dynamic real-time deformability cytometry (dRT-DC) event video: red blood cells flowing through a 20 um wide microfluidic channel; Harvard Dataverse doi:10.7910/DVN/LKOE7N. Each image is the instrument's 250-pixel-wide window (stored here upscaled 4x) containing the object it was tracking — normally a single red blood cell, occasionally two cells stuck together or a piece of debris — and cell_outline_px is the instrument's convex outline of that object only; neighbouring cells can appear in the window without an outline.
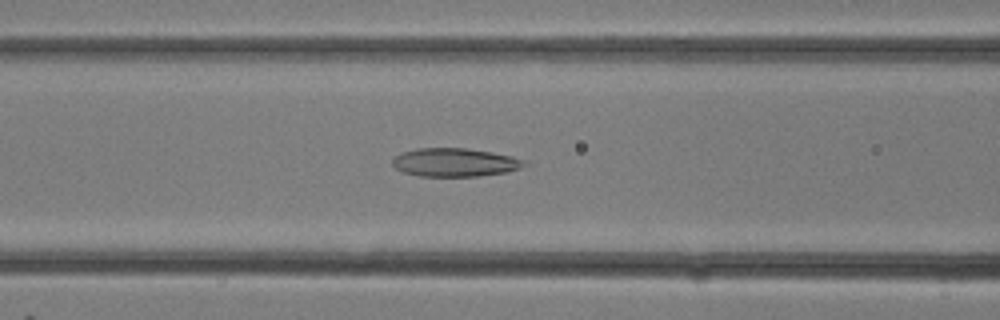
{"species": "common noctule bat (a hibernating species)", "species_latin": "Nyctalus noctula", "temperature_condition": "room temperature", "stored_images_in_passage": 15, "camera_frame_rate_fps": 3000, "um_per_image_px": 0.085, "animal": {"sex": "female"}, "frame": {"image": 1, "passage_image": 11, "time_ms": 3.333, "image_size_px": [1000, 320], "cell_outline_px": [[524, 164], [520, 168], [508, 172], [476, 176], [420, 176], [404, 172], [396, 168], [392, 164], [392, 160], [400, 152], [416, 148], [468, 148], [492, 152], [512, 156], [524, 160]], "centroid_in_image_um": [38.64, 13.79], "position_along_channel_um": 128.0, "area_um2": 21.79}}
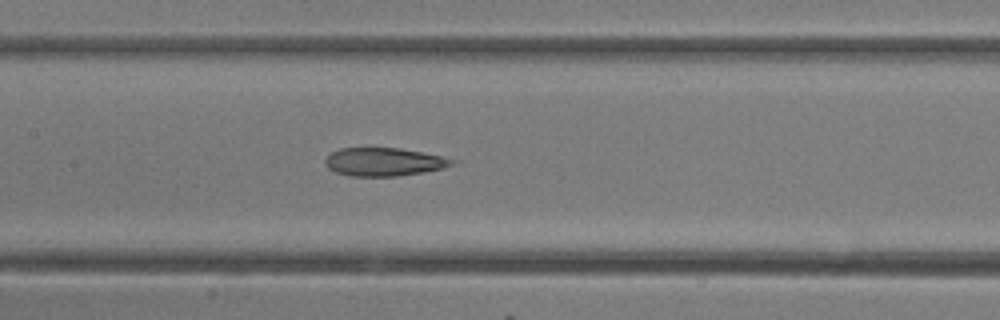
{"frame": {"image": 2, "passage_image": 13, "time_ms": 4.0, "image_size_px": [1000, 320], "cell_outline_px": [[460, 164], [444, 168], [424, 172], [396, 176], [348, 176], [336, 172], [328, 168], [324, 164], [324, 160], [332, 152], [340, 148], [400, 148], [460, 160]], "centroid_in_image_um": [32.69, 13.76], "position_along_channel_um": 174.7, "area_um2": 21.1}}
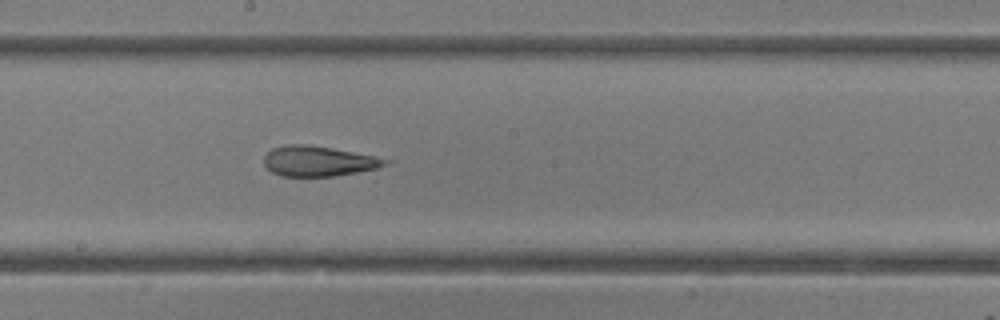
{"frame": {"image": 3, "passage_image": 15, "time_ms": 4.667, "image_size_px": [1000, 320], "cell_outline_px": [[396, 160], [388, 164], [376, 168], [336, 176], [280, 176], [272, 172], [264, 164], [264, 156], [272, 148], [288, 144], [308, 144], [332, 148]], "centroid_in_image_um": [27.09, 13.69], "position_along_channel_um": 221.1, "area_um2": 21.44}}